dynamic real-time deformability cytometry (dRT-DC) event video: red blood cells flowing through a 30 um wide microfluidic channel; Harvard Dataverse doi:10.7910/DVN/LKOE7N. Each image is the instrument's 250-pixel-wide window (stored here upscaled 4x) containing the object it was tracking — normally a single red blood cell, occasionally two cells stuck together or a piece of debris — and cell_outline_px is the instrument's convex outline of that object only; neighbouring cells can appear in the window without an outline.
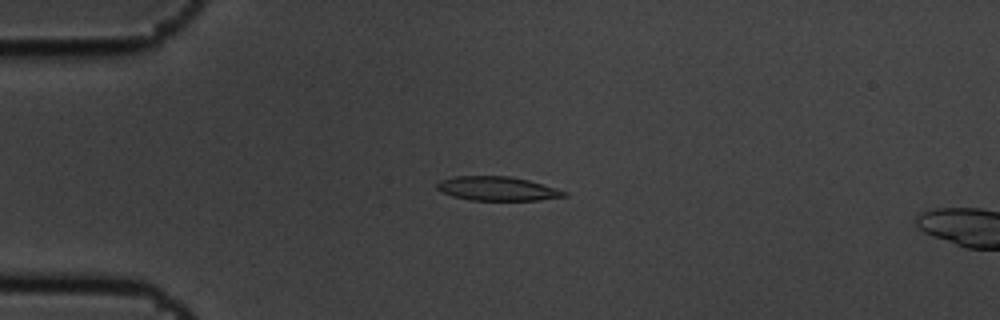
{"species": "common noctule bat (a hibernating species)", "species_latin": "Nyctalus noctula", "temperature_condition": "cold", "stored_images_in_passage": 8, "camera_frame_rate_fps": 3000, "um_per_image_px": 0.085, "animal": {"sex": "male", "body_mass_g": 19.5, "forearm_length_mm": 54.6}, "frame": {"image": 1, "passage_image": 4, "time_ms": 1.0, "image_size_px": [1000, 320], "cell_outline_px": [[568, 196], [540, 200], [472, 200], [452, 196], [440, 192], [436, 188], [436, 184], [440, 180], [452, 176], [508, 176], [528, 180], [556, 188], [568, 192]], "centroid_in_image_um": [42.25, 16.03], "position_along_channel_um": 42.7, "area_um2": 17.92}}
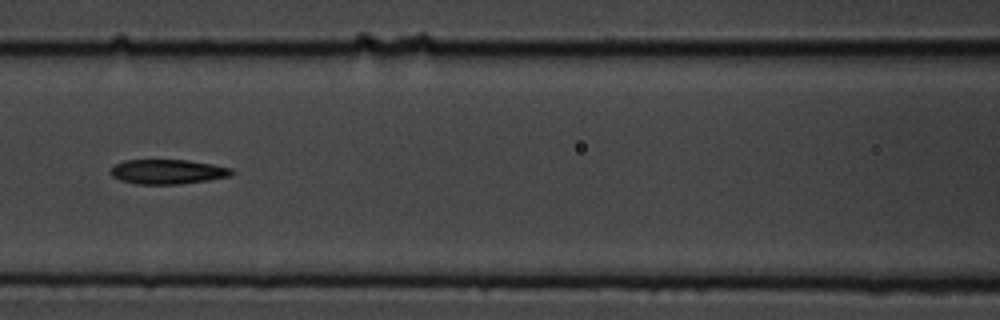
{"frame": {"image": 2, "passage_image": 7, "time_ms": 2.0, "image_size_px": [1000, 320], "cell_outline_px": [[236, 172], [232, 176], [208, 180], [180, 184], [136, 184], [120, 180], [112, 176], [108, 172], [116, 164], [124, 160], [188, 160], [212, 164], [232, 168]], "centroid_in_image_um": [14.28, 14.6], "position_along_channel_um": 152.3, "area_um2": 17.51}}
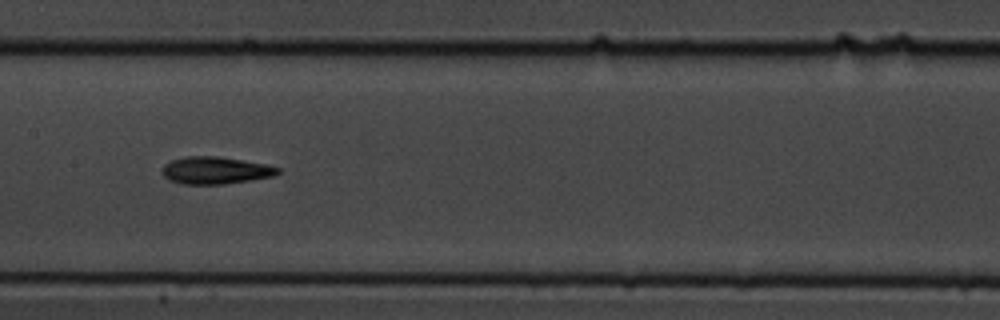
{"frame": {"image": 3, "passage_image": 8, "time_ms": 2.333, "image_size_px": [1000, 320], "cell_outline_px": [[280, 172], [272, 176], [224, 184], [184, 184], [168, 180], [164, 176], [160, 168], [164, 164], [172, 160], [184, 156], [216, 156], [264, 164], [280, 168]], "centroid_in_image_um": [18.24, 14.48], "position_along_channel_um": 189.2, "area_um2": 18.21}}